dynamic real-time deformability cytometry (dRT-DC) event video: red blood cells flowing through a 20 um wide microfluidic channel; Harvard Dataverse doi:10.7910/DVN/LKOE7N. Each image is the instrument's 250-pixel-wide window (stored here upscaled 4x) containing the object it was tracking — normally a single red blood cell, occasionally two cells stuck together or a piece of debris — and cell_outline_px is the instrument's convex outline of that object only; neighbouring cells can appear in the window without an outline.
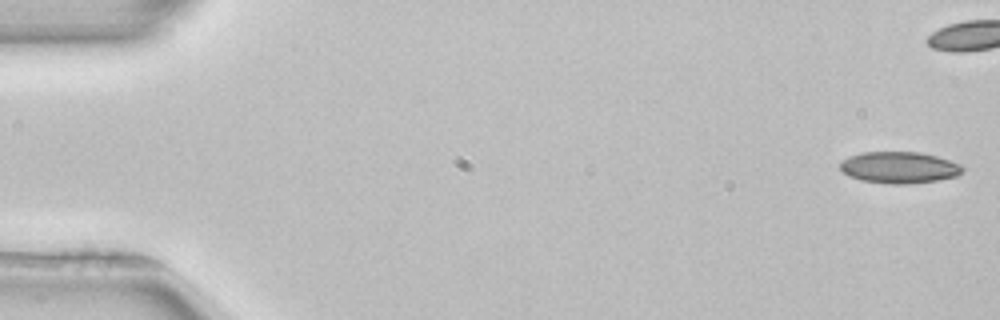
{"species": "common noctule bat (a hibernating species)", "species_latin": "Nyctalus noctula", "temperature_condition": "room temperature", "stored_images_in_passage": 41, "camera_frame_rate_fps": 3000, "um_per_image_px": 0.085, "animal": {"sex": "female", "body_mass_g": 22.7, "forearm_length_mm": 54.2}, "frame": {"image": 1, "passage_image": 1, "time_ms": 0.0, "image_size_px": [1000, 320], "cell_outline_px": [[964, 168], [956, 176], [936, 180], [908, 184], [888, 184], [860, 180], [848, 176], [840, 168], [840, 164], [848, 156], [864, 152], [920, 152], [936, 156], [960, 164]], "centroid_in_image_um": [76.41, 14.24], "position_along_channel_um": 8.6, "area_um2": 22.37}}